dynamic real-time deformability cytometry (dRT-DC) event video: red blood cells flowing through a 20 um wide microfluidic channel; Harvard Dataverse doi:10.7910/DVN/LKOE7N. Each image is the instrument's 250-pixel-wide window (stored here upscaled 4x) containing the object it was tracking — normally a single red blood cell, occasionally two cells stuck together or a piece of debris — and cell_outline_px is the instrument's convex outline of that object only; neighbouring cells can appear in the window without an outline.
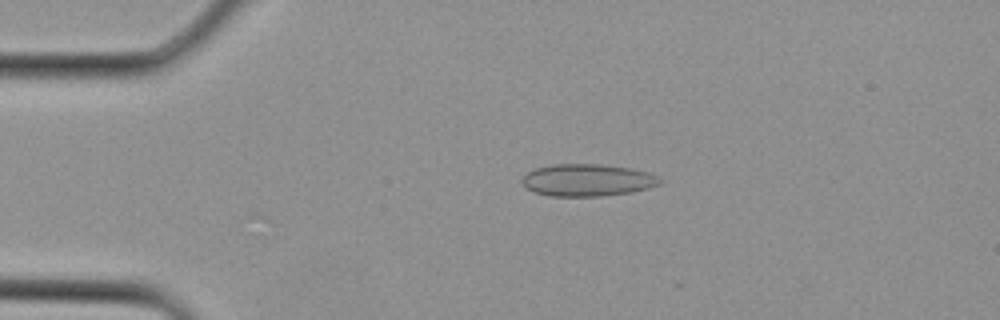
{"species": "Egyptian fruit bat (a non-hibernating species)", "species_latin": "Rousettus aegyptiacus", "temperature_condition": "cold", "stored_images_in_passage": 3, "camera_frame_rate_fps": 3000, "um_per_image_px": 0.085, "animal": {"sex": "female"}, "frame": {"image": 1, "passage_image": 2, "time_ms": 0.333, "image_size_px": [1000, 320], "cell_outline_px": [[664, 180], [660, 184], [648, 188], [632, 192], [600, 196], [548, 196], [536, 192], [528, 188], [520, 180], [528, 172], [536, 168], [552, 164], [600, 164], [632, 168], [648, 172]], "centroid_in_image_um": [49.96, 15.3], "position_along_channel_um": 35.0, "area_um2": 25.84}}